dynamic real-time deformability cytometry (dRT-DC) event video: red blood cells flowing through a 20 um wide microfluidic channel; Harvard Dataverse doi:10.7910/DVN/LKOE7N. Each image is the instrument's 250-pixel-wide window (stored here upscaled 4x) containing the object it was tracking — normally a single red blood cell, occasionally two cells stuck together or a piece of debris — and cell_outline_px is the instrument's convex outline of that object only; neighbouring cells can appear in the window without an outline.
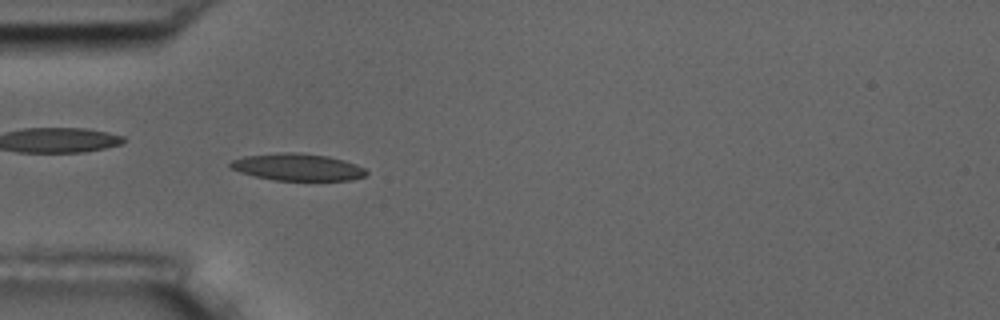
{"species": "common noctule bat (a hibernating species)", "species_latin": "Nyctalus noctula", "temperature_condition": "room temperature", "stored_images_in_passage": 55, "camera_frame_rate_fps": 3000, "um_per_image_px": 0.085, "animal": {"sex": "male", "body_mass_g": 17.5, "forearm_length_mm": 52.3}, "frame": {"image": 1, "passage_image": 16, "time_ms": 5.0, "image_size_px": [1000, 320], "cell_outline_px": [[368, 172], [364, 176], [352, 180], [276, 180], [256, 176], [240, 172], [228, 168], [228, 164], [232, 160], [244, 156], [280, 152], [296, 152], [328, 156], [344, 160], [356, 164], [364, 168]], "centroid_in_image_um": [25.27, 14.19], "position_along_channel_um": 59.7, "area_um2": 21.44}, "authors_computed_cell_mechanics": {"area_um2": 20.4612, "velocity_mm_per_s": 3.6242, "shape_relaxation_time_tau1_ms": 9.7098, "shape_relaxation_time_tau2_ms": 1.61, "deformation_change_tau1": 0.2303, "deformation_change_tau2": 0.0726}}